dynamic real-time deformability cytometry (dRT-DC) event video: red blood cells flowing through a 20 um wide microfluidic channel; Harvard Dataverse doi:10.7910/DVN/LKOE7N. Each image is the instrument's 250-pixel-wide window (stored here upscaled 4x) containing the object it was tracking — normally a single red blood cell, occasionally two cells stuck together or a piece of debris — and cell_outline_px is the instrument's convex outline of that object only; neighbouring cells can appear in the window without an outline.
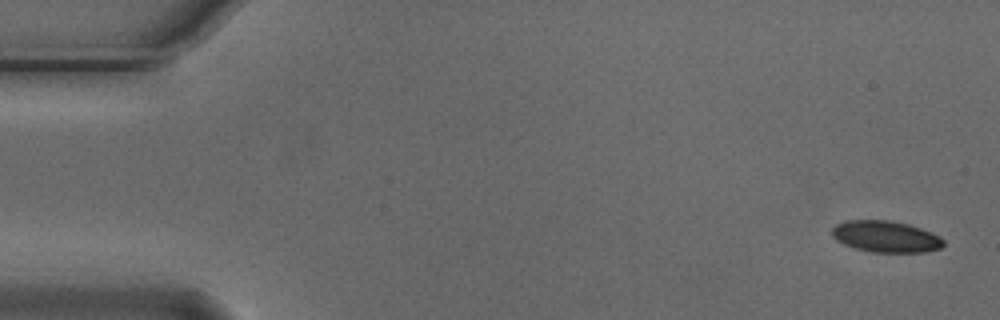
{"species": "Egyptian fruit bat (a non-hibernating species)", "species_latin": "Rousettus aegyptiacus", "temperature_condition": "cold", "stored_images_in_passage": 5, "camera_frame_rate_fps": 3000, "um_per_image_px": 0.085, "animal": {"sex": "male"}, "frame": {"image": 1, "passage_image": 1, "time_ms": 0.0, "image_size_px": [1000, 320], "cell_outline_px": [[944, 244], [940, 248], [924, 252], [872, 252], [856, 248], [844, 244], [836, 240], [832, 236], [832, 228], [836, 224], [844, 220], [892, 220], [908, 224], [920, 228], [940, 236], [944, 240]], "centroid_in_image_um": [75.28, 20.1], "position_along_channel_um": 9.7, "area_um2": 20.46}}